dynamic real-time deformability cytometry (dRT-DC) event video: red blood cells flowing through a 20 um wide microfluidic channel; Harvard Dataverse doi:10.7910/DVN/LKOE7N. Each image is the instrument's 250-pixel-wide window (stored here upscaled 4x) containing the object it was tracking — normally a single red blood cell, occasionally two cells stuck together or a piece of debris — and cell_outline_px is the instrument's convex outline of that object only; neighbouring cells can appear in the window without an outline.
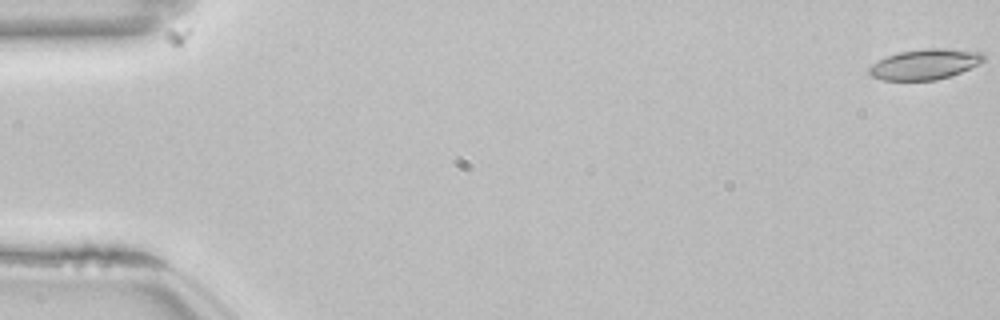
{"species": "common noctule bat (a hibernating species)", "species_latin": "Nyctalus noctula", "temperature_condition": "room temperature", "stored_images_in_passage": 54, "camera_frame_rate_fps": 3000, "um_per_image_px": 0.085, "animal": {"sex": "female", "body_mass_g": 22.7, "forearm_length_mm": 54.2}, "frame": {"image": 1, "passage_image": 1, "time_ms": 0.0, "image_size_px": [1000, 320], "cell_outline_px": [[984, 60], [960, 72], [936, 80], [884, 80], [868, 76], [868, 68], [872, 64], [888, 56], [900, 52], [924, 48], [948, 48], [980, 52], [984, 56]], "centroid_in_image_um": [78.57, 5.46], "position_along_channel_um": 6.4, "area_um2": 20.06}}
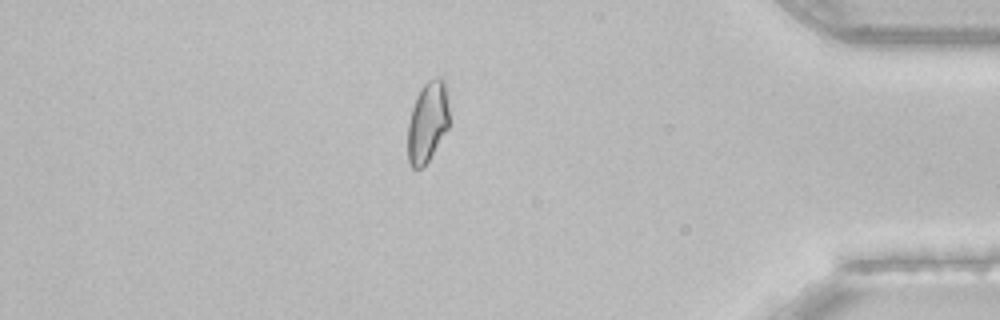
{"frame": {"image": 2, "passage_image": 47, "time_ms": 15.333, "image_size_px": [1000, 320], "cell_outline_px": [[448, 128], [428, 160], [420, 168], [412, 168], [408, 164], [408, 124], [412, 108], [416, 96], [420, 88], [428, 80], [440, 76], [444, 80], [448, 104]], "centroid_in_image_um": [36.33, 10.34], "position_along_channel_um": 398.9, "area_um2": 19.31}}
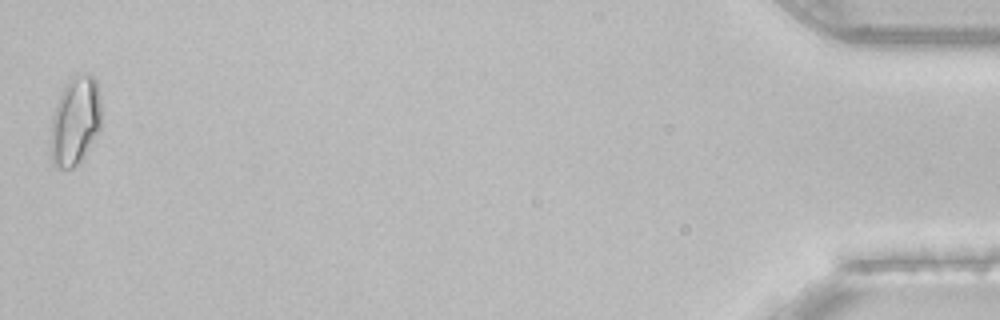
{"frame": {"image": 3, "passage_image": 54, "time_ms": 17.667, "image_size_px": [1000, 320], "cell_outline_px": [[100, 128], [84, 156], [72, 168], [56, 168], [52, 164], [48, 148], [52, 116], [56, 104], [68, 80], [76, 76], [92, 76], [96, 80], [100, 92]], "centroid_in_image_um": [6.35, 10.35], "position_along_channel_um": 428.9, "area_um2": 26.18}, "authors_computed_cell_mechanics": {"area_um2": 20.0277, "velocity_mm_per_s": 3.8491, "shape_relaxation_time_tau1_ms": 9.0525, "shape_relaxation_time_tau2_ms": 2.8932, "deformation_change_tau1": 0.1427, "deformation_change_tau2": 0.0792}}